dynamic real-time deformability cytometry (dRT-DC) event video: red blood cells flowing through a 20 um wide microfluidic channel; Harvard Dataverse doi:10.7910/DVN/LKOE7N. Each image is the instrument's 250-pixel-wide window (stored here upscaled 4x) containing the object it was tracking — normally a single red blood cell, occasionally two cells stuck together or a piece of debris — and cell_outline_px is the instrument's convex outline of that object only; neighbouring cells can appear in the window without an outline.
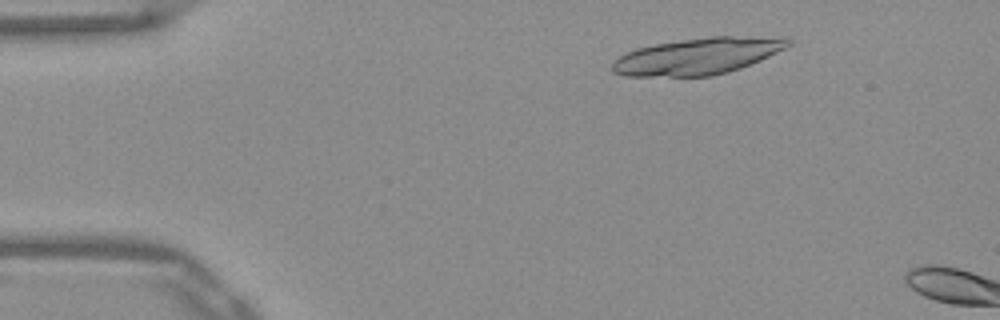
{"species": "Egyptian fruit bat (a non-hibernating species)", "species_latin": "Rousettus aegyptiacus", "temperature_condition": "warm", "stored_images_in_passage": 10, "camera_frame_rate_fps": 3000, "um_per_image_px": 0.085, "frame": {"image": 1, "passage_image": 7, "time_ms": 2.0, "image_size_px": [1000, 320], "cell_outline_px": [[792, 44], [760, 60], [740, 68], [728, 72], [712, 76], [624, 76], [612, 72], [612, 60], [636, 48], [656, 44], [680, 40], [712, 36], [784, 36], [792, 40]], "centroid_in_image_um": [59.33, 4.76], "position_along_channel_um": 25.7, "area_um2": 37.63}}